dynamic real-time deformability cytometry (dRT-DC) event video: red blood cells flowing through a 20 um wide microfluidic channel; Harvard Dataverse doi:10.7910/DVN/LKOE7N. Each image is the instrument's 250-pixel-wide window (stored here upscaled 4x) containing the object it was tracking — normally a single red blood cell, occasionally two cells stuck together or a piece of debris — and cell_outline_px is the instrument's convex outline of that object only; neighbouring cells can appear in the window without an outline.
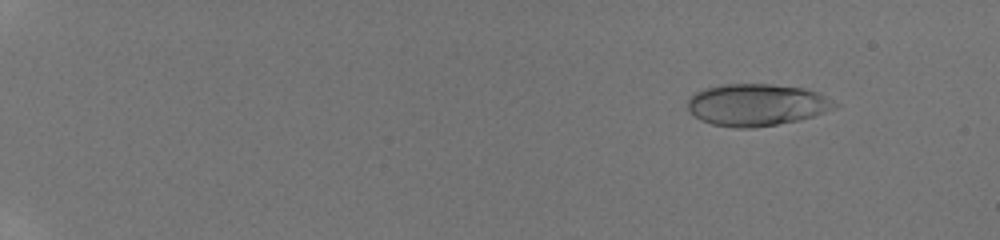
{"species": "human", "species_latin": "Homo sapiens", "temperature_condition": "room temperature", "stored_images_in_passage": 53, "camera_frame_rate_fps": 3000, "um_per_image_px": 0.085, "donor": {"sex": "male"}, "frame": {"image": 1, "passage_image": 5, "time_ms": 2.0, "image_size_px": [1000, 240], "cell_outline_px": [[840, 104], [836, 108], [812, 116], [796, 120], [776, 124], [752, 128], [736, 128], [712, 124], [700, 120], [688, 112], [688, 100], [696, 92], [704, 88], [724, 84], [772, 84], [804, 88], [820, 92]], "centroid_in_image_um": [64.33, 8.9], "position_along_channel_um": 20.7, "area_um2": 36.13}}
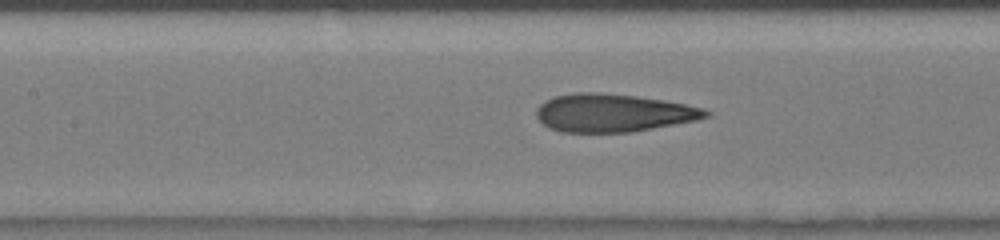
{"frame": {"image": 2, "passage_image": 27, "time_ms": 9.333, "image_size_px": [1000, 240], "cell_outline_px": [[712, 112], [708, 116], [696, 120], [632, 132], [560, 132], [548, 128], [536, 116], [536, 108], [540, 104], [556, 96], [576, 92], [596, 92], [636, 96], [664, 100], [704, 108]], "centroid_in_image_um": [52.11, 9.6], "position_along_channel_um": 155.3, "area_um2": 37.4}}
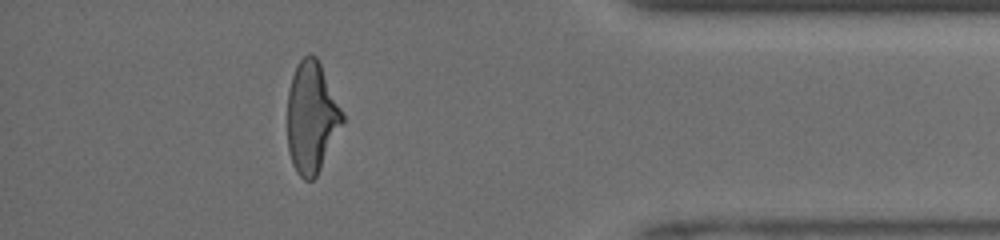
{"frame": {"image": 3, "passage_image": 52, "time_ms": 16.0, "image_size_px": [1000, 240], "cell_outline_px": [[344, 124], [316, 176], [312, 180], [304, 180], [296, 172], [292, 164], [288, 152], [288, 92], [292, 76], [296, 64], [308, 52], [316, 56], [320, 64], [344, 116]], "centroid_in_image_um": [26.48, 9.99], "position_along_channel_um": 408.7, "area_um2": 35.55}, "authors_computed_cell_mechanics": {"area_um2": 36.5874, "velocity_mm_per_s": 4.1737, "shape_relaxation_time_tau1_ms": 3.2754, "shape_relaxation_time_tau2_ms": 0.9767, "deformation_change_tau1": 0.1836, "deformation_change_tau2": 0.1071}}